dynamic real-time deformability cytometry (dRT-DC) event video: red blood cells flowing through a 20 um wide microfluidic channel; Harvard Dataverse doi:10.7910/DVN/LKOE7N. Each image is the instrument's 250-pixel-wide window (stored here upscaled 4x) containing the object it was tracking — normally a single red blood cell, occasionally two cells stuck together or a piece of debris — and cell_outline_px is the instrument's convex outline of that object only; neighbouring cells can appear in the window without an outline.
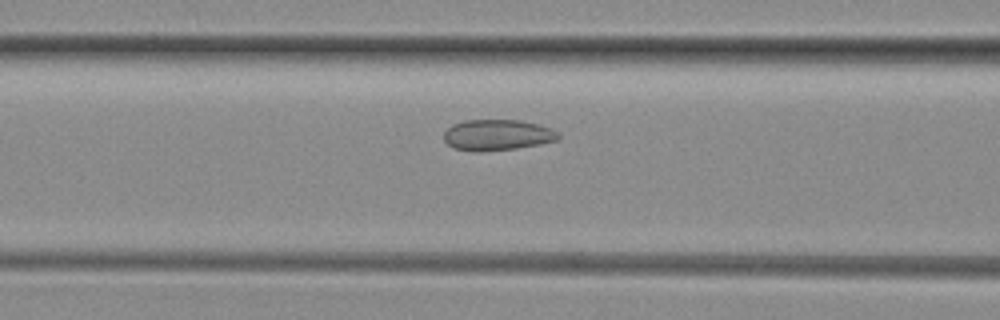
{"species": "common noctule bat (a hibernating species)", "species_latin": "Nyctalus noctula", "temperature_condition": "room temperature", "stored_images_in_passage": 47, "camera_frame_rate_fps": 3000, "um_per_image_px": 0.085, "animal": {"sex": "female", "body_mass_g": 29.2, "forearm_length_mm": 56.3}, "frame": {"image": 1, "passage_image": 19, "time_ms": 6.0, "image_size_px": [1000, 320], "cell_outline_px": [[560, 140], [540, 144], [516, 148], [480, 152], [472, 152], [452, 148], [444, 140], [444, 132], [452, 124], [464, 120], [520, 120], [552, 128], [560, 136]], "centroid_in_image_um": [42.25, 11.48], "position_along_channel_um": 124.4, "area_um2": 20.81}}
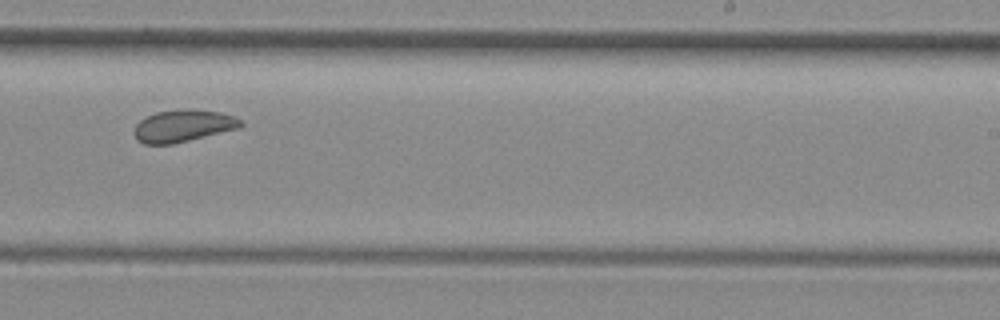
{"frame": {"image": 2, "passage_image": 30, "time_ms": 9.667, "image_size_px": [1000, 320], "cell_outline_px": [[244, 124], [240, 128], [172, 144], [144, 144], [136, 140], [132, 132], [136, 124], [144, 116], [156, 112], [220, 112], [236, 116]], "centroid_in_image_um": [15.52, 10.75], "position_along_channel_um": 273.5, "area_um2": 19.31}}
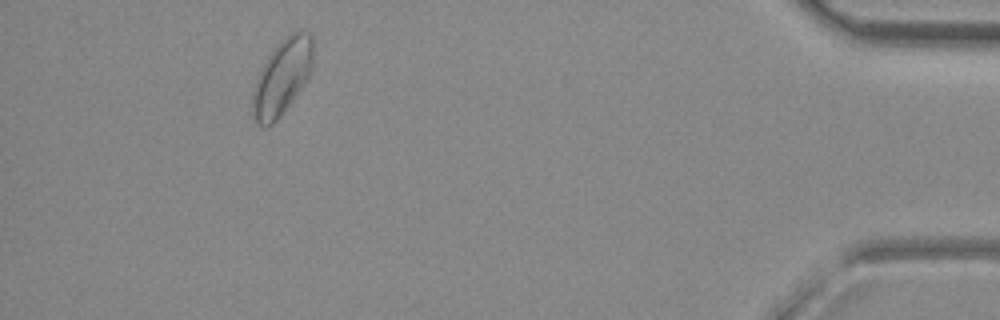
{"frame": {"image": 3, "passage_image": 45, "time_ms": 14.667, "image_size_px": [1000, 320], "cell_outline_px": [[312, 64], [308, 80], [280, 116], [272, 124], [264, 128], [256, 124], [252, 112], [252, 96], [256, 80], [268, 56], [276, 44], [284, 36], [300, 28], [308, 32], [312, 36]], "centroid_in_image_um": [23.98, 6.53], "position_along_channel_um": 411.2, "area_um2": 26.76}, "authors_computed_cell_mechanics": {"area_um2": 21.6172, "velocity_mm_per_s": 4.0821, "shape_relaxation_time_tau1_ms": null, "shape_relaxation_time_tau2_ms": 1.0292, "deformation_change_tau1": null, "deformation_change_tau2": 0.057}}